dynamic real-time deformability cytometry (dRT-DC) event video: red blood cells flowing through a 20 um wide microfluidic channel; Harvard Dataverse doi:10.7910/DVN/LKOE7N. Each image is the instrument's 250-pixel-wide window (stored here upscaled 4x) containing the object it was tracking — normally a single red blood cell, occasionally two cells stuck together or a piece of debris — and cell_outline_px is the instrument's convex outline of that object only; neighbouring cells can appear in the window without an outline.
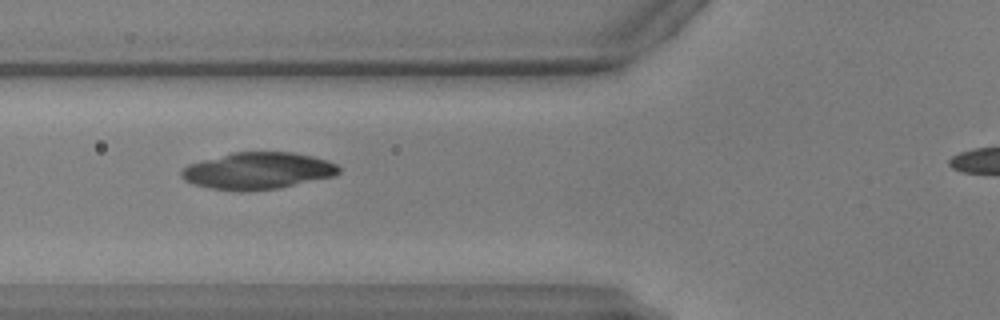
{"species": "common noctule bat (a hibernating species)", "species_latin": "Nyctalus noctula", "temperature_condition": "warm", "stored_images_in_passage": 19, "camera_frame_rate_fps": 3000, "um_per_image_px": 0.085, "animal": {"sex": "male", "body_mass_g": 17.9, "forearm_length_mm": 54.2}, "frame": {"image": 1, "passage_image": 6, "time_ms": 1.667, "image_size_px": [1000, 320], "cell_outline_px": [[340, 172], [336, 176], [280, 188], [212, 188], [192, 184], [184, 180], [180, 176], [180, 172], [188, 164], [232, 152], [292, 152], [312, 156], [328, 160], [336, 164], [340, 168]], "centroid_in_image_um": [21.96, 14.48], "position_along_channel_um": 103.8, "area_um2": 33.06}}
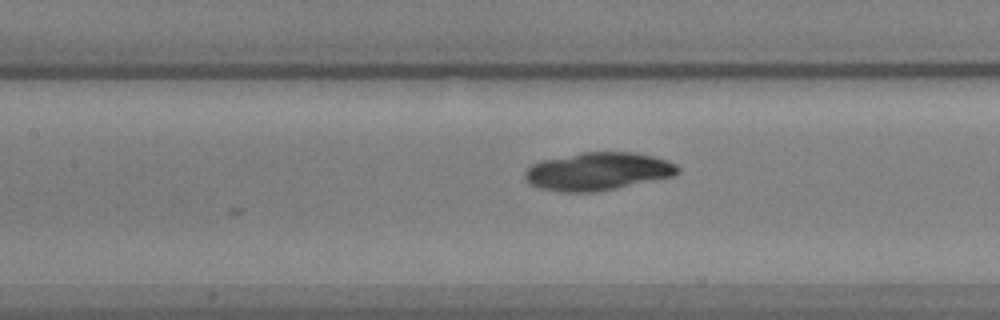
{"frame": {"image": 2, "passage_image": 10, "time_ms": 3.0, "image_size_px": [1000, 320], "cell_outline_px": [[680, 172], [676, 176], [596, 192], [560, 192], [540, 188], [528, 184], [524, 176], [524, 172], [532, 164], [544, 160], [580, 152], [632, 152], [652, 156], [676, 164], [680, 168]], "centroid_in_image_um": [50.82, 14.57], "position_along_channel_um": 156.6, "area_um2": 33.87}}
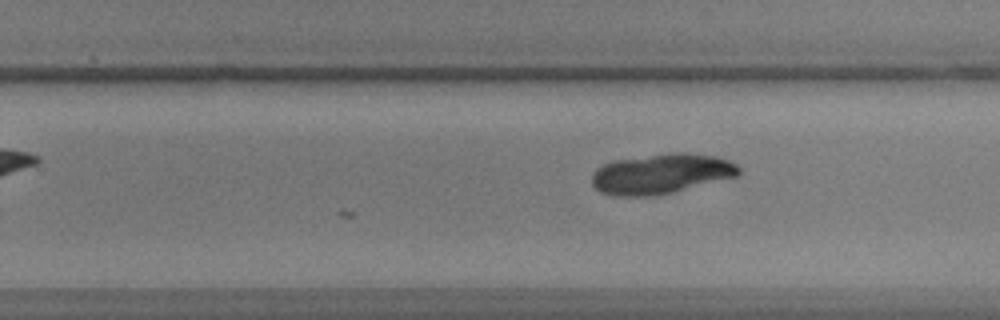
{"frame": {"image": 3, "passage_image": 19, "time_ms": 6.0, "image_size_px": [1000, 320], "cell_outline_px": [[740, 172], [736, 176], [672, 192], [648, 196], [616, 196], [600, 192], [592, 184], [592, 172], [596, 168], [604, 164], [616, 160], [676, 152], [684, 152], [716, 156], [728, 160], [736, 164], [740, 168]], "centroid_in_image_um": [56.18, 14.77], "position_along_channel_um": 273.6, "area_um2": 33.93}}